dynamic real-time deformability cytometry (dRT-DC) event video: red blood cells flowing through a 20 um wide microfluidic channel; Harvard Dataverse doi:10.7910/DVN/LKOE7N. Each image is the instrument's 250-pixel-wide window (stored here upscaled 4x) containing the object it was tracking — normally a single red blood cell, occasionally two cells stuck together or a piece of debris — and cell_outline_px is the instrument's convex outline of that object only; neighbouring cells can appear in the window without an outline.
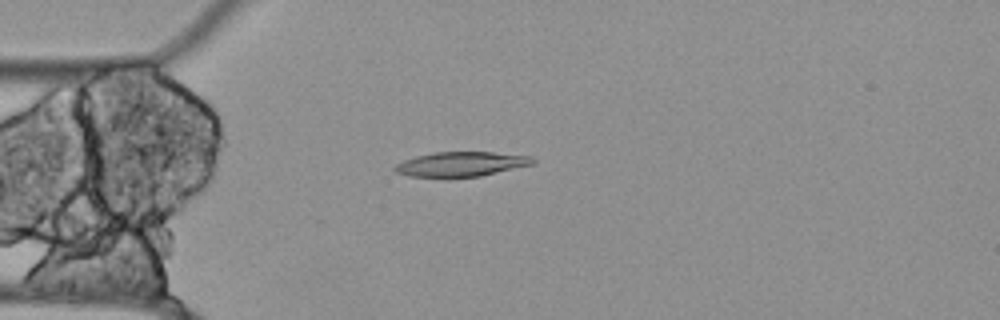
{"species": "Egyptian fruit bat (a non-hibernating species)", "species_latin": "Rousettus aegyptiacus", "temperature_condition": "cold", "stored_images_in_passage": 56, "camera_frame_rate_fps": 3000, "um_per_image_px": 0.085, "animal": {"sex": "female"}, "frame": {"image": 1, "passage_image": 14, "time_ms": 4.333, "image_size_px": [1000, 320], "cell_outline_px": [[536, 164], [480, 176], [408, 176], [396, 172], [392, 168], [396, 164], [404, 160], [416, 156], [432, 152], [492, 152], [532, 156], [536, 160]], "centroid_in_image_um": [39.24, 13.93], "position_along_channel_um": 45.8, "area_um2": 19.71}}
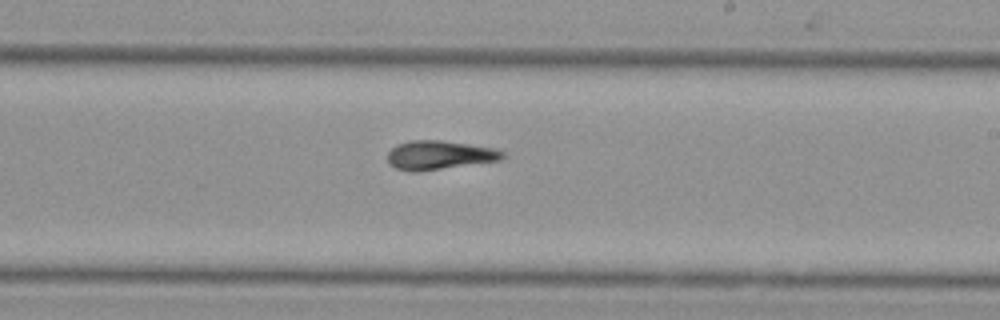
{"frame": {"image": 2, "passage_image": 32, "time_ms": 10.333, "image_size_px": [1000, 320], "cell_outline_px": [[504, 156], [500, 160], [416, 172], [412, 172], [396, 168], [388, 164], [388, 152], [396, 144], [412, 140], [440, 140], [496, 148], [504, 152]], "centroid_in_image_um": [37.32, 13.18], "position_along_channel_um": 251.7, "area_um2": 19.31}}
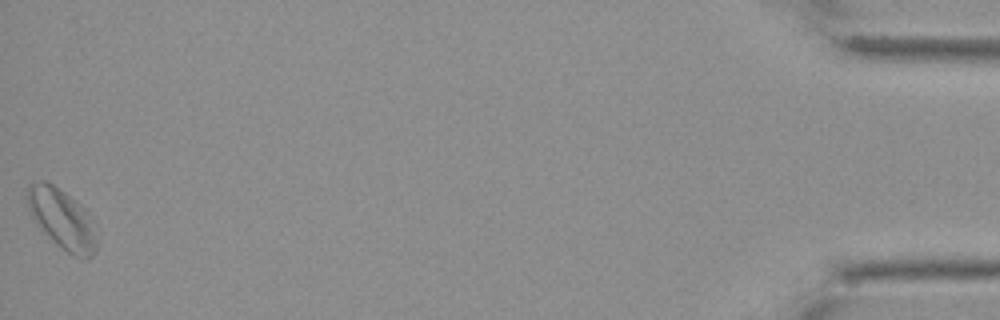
{"frame": {"image": 3, "passage_image": 56, "time_ms": 18.333, "image_size_px": [1000, 320], "cell_outline_px": [[96, 252], [88, 260], [76, 256], [68, 252], [56, 244], [36, 224], [28, 212], [28, 184], [40, 180], [48, 180], [64, 192], [72, 200], [80, 212], [96, 244]], "centroid_in_image_um": [5.1, 18.61], "position_along_channel_um": 430.1, "area_um2": 22.48}, "authors_computed_cell_mechanics": {"area_um2": 20.0277, "velocity_mm_per_s": 3.4886, "shape_relaxation_time_tau1_ms": null, "shape_relaxation_time_tau2_ms": 3.7811, "deformation_change_tau1": null, "deformation_change_tau2": 0.1294}}